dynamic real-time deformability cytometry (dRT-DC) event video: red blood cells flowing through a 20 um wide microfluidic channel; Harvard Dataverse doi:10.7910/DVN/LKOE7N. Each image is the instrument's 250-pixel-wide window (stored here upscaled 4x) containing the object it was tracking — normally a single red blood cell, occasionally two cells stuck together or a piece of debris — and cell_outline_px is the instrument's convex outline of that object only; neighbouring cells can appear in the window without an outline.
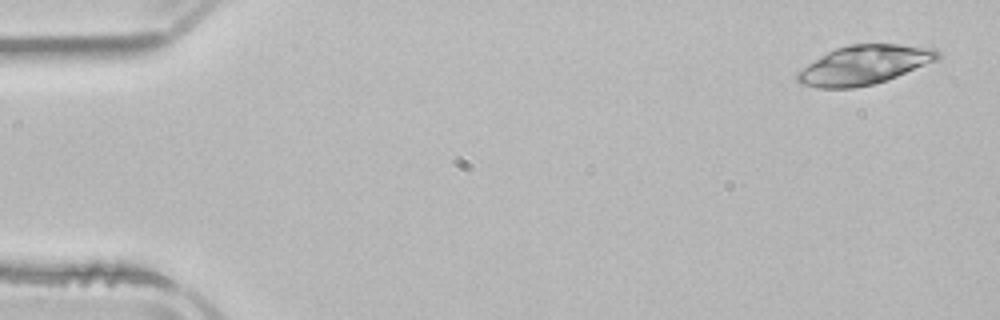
{"species": "common noctule bat (a hibernating species)", "species_latin": "Nyctalus noctula", "temperature_condition": "room temperature", "stored_images_in_passage": 5, "camera_frame_rate_fps": 3000, "um_per_image_px": 0.085, "animal": {"sex": "male", "body_mass_g": 21.5, "forearm_length_mm": 52.0}, "frame": {"image": 1, "passage_image": 1, "time_ms": 0.0, "image_size_px": [1000, 320], "cell_outline_px": [[940, 56], [936, 60], [896, 76], [872, 84], [852, 88], [820, 88], [800, 84], [796, 80], [796, 72], [808, 64], [828, 52], [836, 48], [848, 44], [900, 44], [936, 48], [940, 52]], "centroid_in_image_um": [73.43, 5.51], "position_along_channel_um": 11.6, "area_um2": 31.67}}